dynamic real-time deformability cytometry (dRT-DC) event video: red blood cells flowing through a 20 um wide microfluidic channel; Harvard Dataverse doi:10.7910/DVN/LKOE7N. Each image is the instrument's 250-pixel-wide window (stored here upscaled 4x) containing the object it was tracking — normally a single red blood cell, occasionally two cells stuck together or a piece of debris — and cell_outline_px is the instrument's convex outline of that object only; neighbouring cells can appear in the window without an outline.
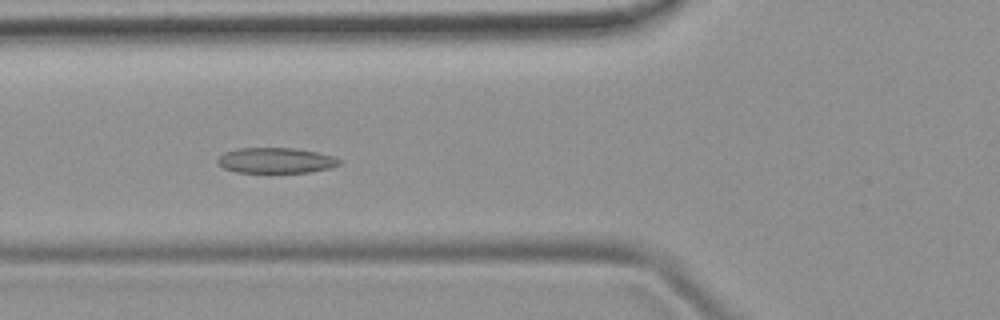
{"species": "common noctule bat (a hibernating species)", "species_latin": "Nyctalus noctula", "temperature_condition": "room temperature", "stored_images_in_passage": 53, "camera_frame_rate_fps": 3000, "um_per_image_px": 0.085, "animal": {"sex": "female", "body_mass_g": 19.9}, "frame": {"image": 1, "passage_image": 20, "time_ms": 6.333, "image_size_px": [1000, 320], "cell_outline_px": [[340, 164], [328, 168], [308, 172], [236, 172], [224, 168], [216, 164], [216, 160], [224, 152], [240, 148], [296, 148], [320, 152], [332, 156], [340, 160]], "centroid_in_image_um": [23.42, 13.63], "position_along_channel_um": 102.4, "area_um2": 18.03}}
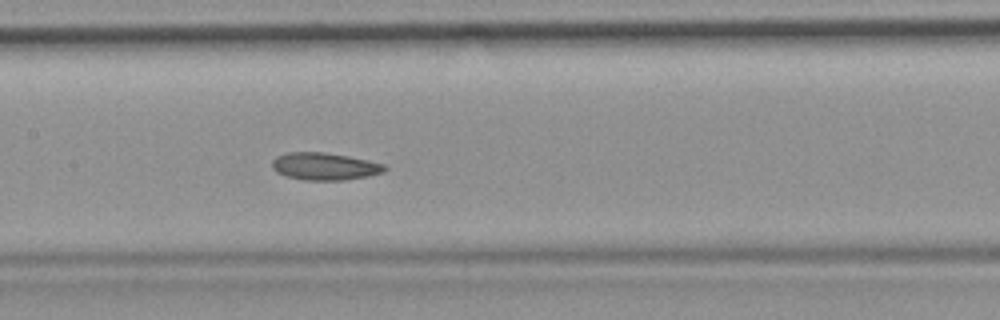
{"frame": {"image": 2, "passage_image": 26, "time_ms": 8.333, "image_size_px": [1000, 320], "cell_outline_px": [[388, 168], [384, 172], [368, 176], [344, 180], [304, 180], [284, 176], [276, 172], [272, 168], [272, 160], [276, 156], [288, 152], [324, 152], [348, 156], [368, 160], [384, 164]], "centroid_in_image_um": [27.58, 14.14], "position_along_channel_um": 179.8, "area_um2": 18.09}}
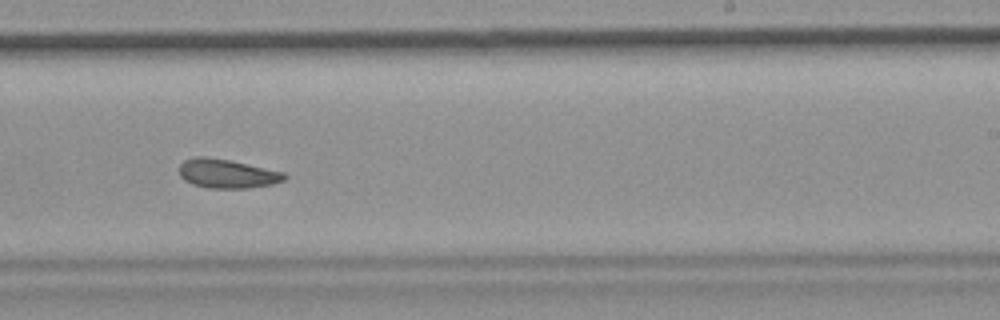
{"frame": {"image": 3, "passage_image": 33, "time_ms": 10.667, "image_size_px": [1000, 320], "cell_outline_px": [[288, 176], [284, 180], [272, 184], [248, 188], [208, 188], [192, 184], [184, 180], [180, 176], [180, 164], [184, 160], [196, 156], [208, 156], [228, 160], [284, 172]], "centroid_in_image_um": [19.28, 14.76], "position_along_channel_um": 269.7, "area_um2": 17.74}, "authors_computed_cell_mechanics": {"area_um2": 18.6116, "velocity_mm_per_s": 3.8704, "shape_relaxation_time_tau1_ms": 8.9446, "shape_relaxation_time_tau2_ms": 5.0142, "deformation_change_tau1": 0.13, "deformation_change_tau2": 0.1151}}